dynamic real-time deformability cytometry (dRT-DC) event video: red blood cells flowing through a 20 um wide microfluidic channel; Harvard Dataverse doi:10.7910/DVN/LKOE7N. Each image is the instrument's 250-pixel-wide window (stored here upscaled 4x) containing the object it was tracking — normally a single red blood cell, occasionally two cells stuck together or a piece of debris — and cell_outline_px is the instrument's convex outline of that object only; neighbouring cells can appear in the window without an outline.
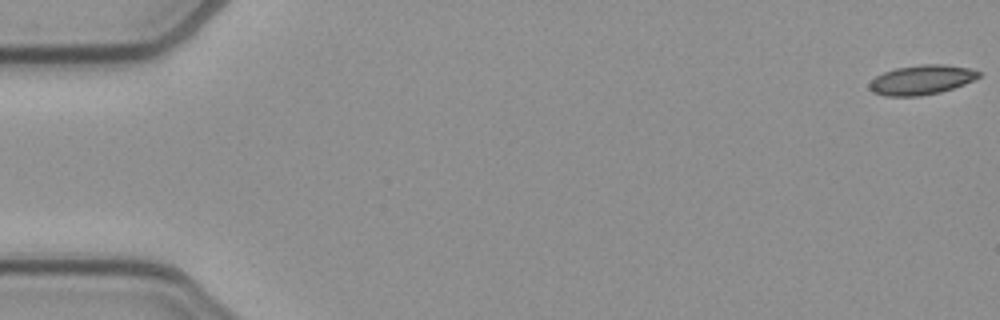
{"species": "common noctule bat (a hibernating species)", "species_latin": "Nyctalus noctula", "temperature_condition": "cold", "stored_images_in_passage": 53, "camera_frame_rate_fps": 3000, "um_per_image_px": 0.085, "animal": {"sex": "female", "body_mass_g": 21.9}, "frame": {"image": 1, "passage_image": 1, "time_ms": 0.0, "image_size_px": [1000, 320], "cell_outline_px": [[980, 76], [964, 84], [940, 92], [920, 96], [884, 96], [872, 92], [868, 88], [868, 84], [876, 76], [884, 72], [896, 68], [920, 64], [944, 64], [968, 68], [980, 72]], "centroid_in_image_um": [78.28, 6.79], "position_along_channel_um": 6.7, "area_um2": 18.79}}
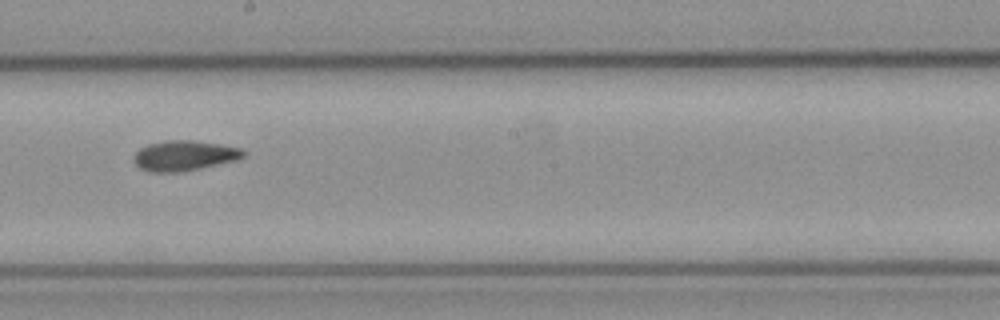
{"frame": {"image": 2, "passage_image": 30, "time_ms": 9.667, "image_size_px": [1000, 320], "cell_outline_px": [[248, 152], [240, 160], [184, 172], [152, 172], [140, 168], [136, 164], [132, 156], [140, 148], [148, 144], [168, 140], [192, 140], [220, 144], [240, 148]], "centroid_in_image_um": [15.71, 13.24], "position_along_channel_um": 232.5, "area_um2": 19.59}}
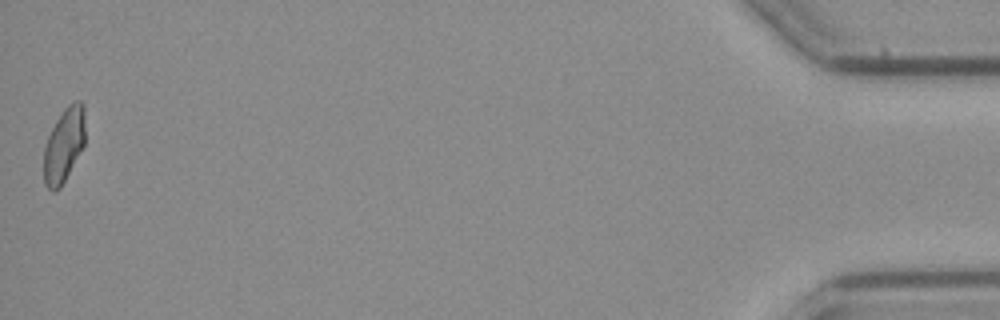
{"frame": {"image": 3, "passage_image": 53, "time_ms": 17.333, "image_size_px": [1000, 320], "cell_outline_px": [[84, 144], [60, 188], [56, 192], [52, 192], [44, 184], [44, 148], [48, 136], [56, 120], [64, 108], [68, 104], [76, 100], [80, 100], [84, 104]], "centroid_in_image_um": [5.42, 12.32], "position_along_channel_um": 429.8, "area_um2": 17.8}}